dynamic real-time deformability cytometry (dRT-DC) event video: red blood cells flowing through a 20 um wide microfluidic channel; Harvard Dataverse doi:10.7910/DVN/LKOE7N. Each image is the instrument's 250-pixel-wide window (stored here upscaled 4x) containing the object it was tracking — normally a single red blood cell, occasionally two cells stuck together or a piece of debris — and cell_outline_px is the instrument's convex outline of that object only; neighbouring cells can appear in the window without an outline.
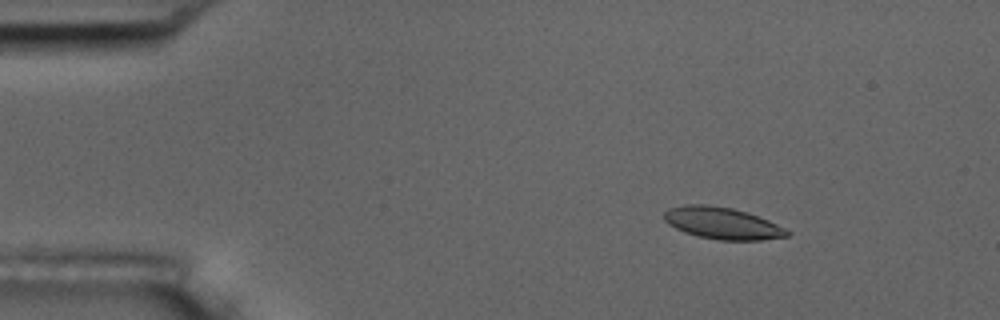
{"species": "common noctule bat (a hibernating species)", "species_latin": "Nyctalus noctula", "temperature_condition": "room temperature", "stored_images_in_passage": 5, "camera_frame_rate_fps": 3000, "um_per_image_px": 0.085, "animal": {"sex": "male", "body_mass_g": 17.5, "forearm_length_mm": 52.3}, "frame": {"image": 1, "passage_image": 3, "time_ms": 2.333, "image_size_px": [1000, 320], "cell_outline_px": [[792, 232], [788, 236], [760, 240], [720, 240], [700, 236], [684, 232], [668, 224], [664, 220], [664, 212], [668, 208], [684, 204], [704, 204], [732, 208], [748, 212], [768, 220]], "centroid_in_image_um": [61.38, 18.96], "position_along_channel_um": 23.6, "area_um2": 22.77}}
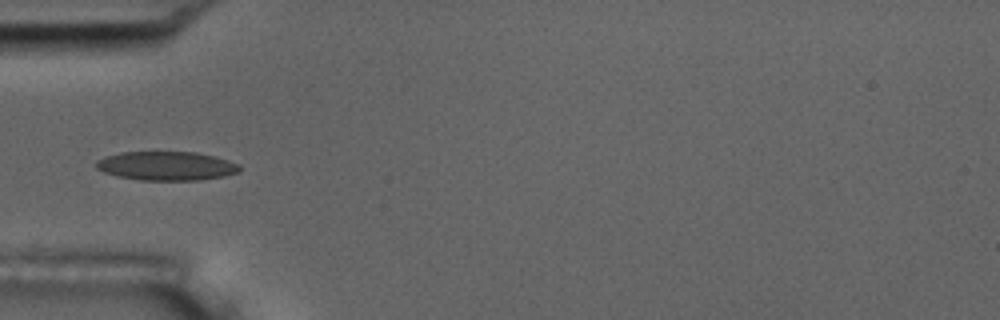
{"frame": {"image": 2, "passage_image": 5, "time_ms": 5.667, "image_size_px": [1000, 320], "cell_outline_px": [[240, 172], [224, 176], [200, 180], [140, 180], [116, 176], [104, 172], [96, 168], [96, 160], [104, 156], [120, 152], [196, 152], [216, 156], [240, 164]], "centroid_in_image_um": [14.15, 14.1], "position_along_channel_um": 70.8, "area_um2": 24.39}}